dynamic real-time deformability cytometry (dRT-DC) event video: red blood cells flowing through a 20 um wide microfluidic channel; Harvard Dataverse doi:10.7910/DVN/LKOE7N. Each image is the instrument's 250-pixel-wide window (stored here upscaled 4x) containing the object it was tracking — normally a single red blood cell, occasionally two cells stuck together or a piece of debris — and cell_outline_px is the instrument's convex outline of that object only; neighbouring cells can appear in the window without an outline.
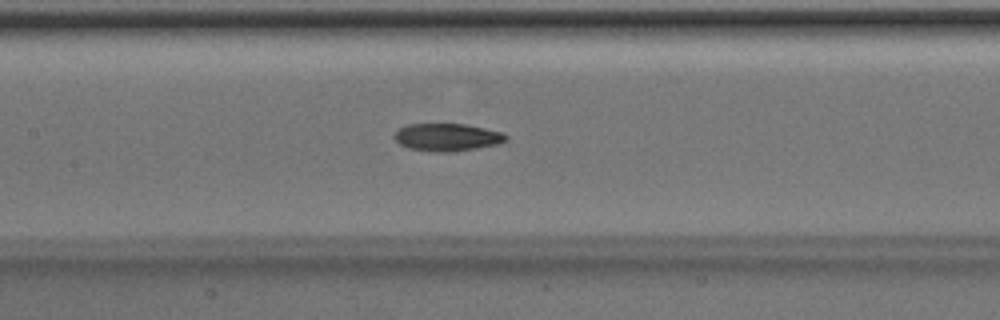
{"species": "Egyptian fruit bat (a non-hibernating species)", "species_latin": "Rousettus aegyptiacus", "temperature_condition": "room temperature", "stored_images_in_passage": 51, "camera_frame_rate_fps": 3000, "um_per_image_px": 0.085, "animal": {"sex": "male"}, "frame": {"image": 1, "passage_image": 24, "time_ms": 7.667, "image_size_px": [1000, 320], "cell_outline_px": [[508, 140], [500, 144], [452, 152], [436, 152], [408, 148], [400, 144], [392, 136], [400, 128], [408, 124], [464, 124], [504, 132], [508, 136]], "centroid_in_image_um": [38.04, 11.67], "position_along_channel_um": 169.4, "area_um2": 18.03}}
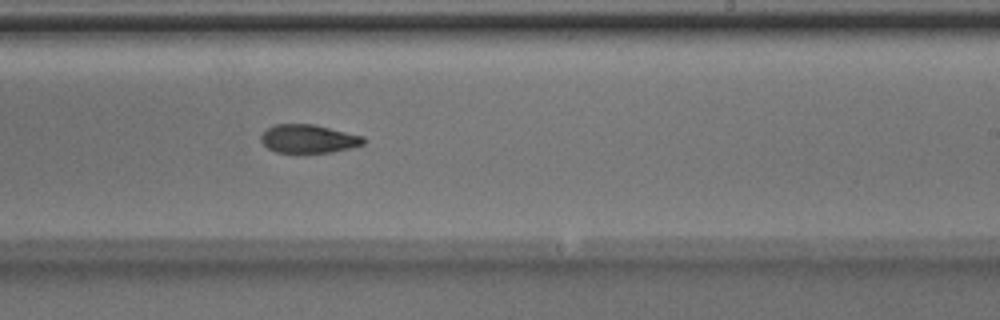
{"frame": {"image": 2, "passage_image": 31, "time_ms": 10.0, "image_size_px": [1000, 320], "cell_outline_px": [[364, 144], [352, 148], [332, 152], [276, 152], [268, 148], [260, 140], [260, 136], [268, 128], [276, 124], [312, 124], [364, 136]], "centroid_in_image_um": [26.23, 11.8], "position_along_channel_um": 262.8, "area_um2": 16.82}}
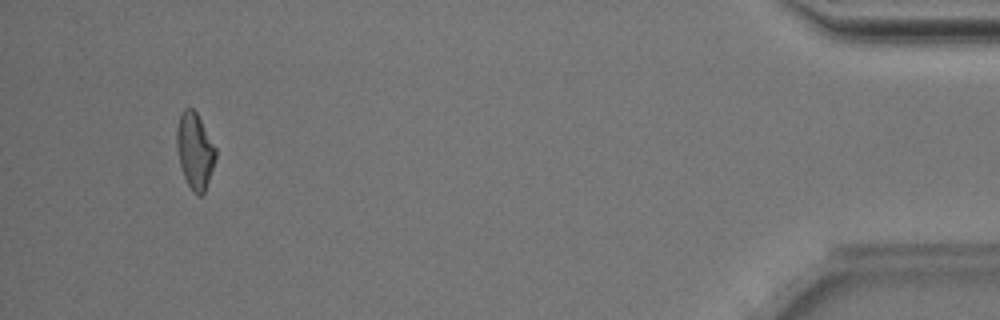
{"frame": {"image": 3, "passage_image": 48, "time_ms": 15.667, "image_size_px": [1000, 320], "cell_outline_px": [[216, 160], [204, 192], [200, 196], [192, 192], [184, 176], [180, 164], [176, 148], [176, 128], [180, 116], [184, 108], [192, 108], [196, 112], [216, 148]], "centroid_in_image_um": [16.56, 12.82], "position_along_channel_um": 418.6, "area_um2": 17.17}, "authors_computed_cell_mechanics": {"area_um2": 17.5134, "velocity_mm_per_s": 4.0189, "shape_relaxation_time_tau1_ms": 6.2677, "shape_relaxation_time_tau2_ms": 2.7219, "deformation_change_tau1": 0.1881, "deformation_change_tau2": 0.0888}}